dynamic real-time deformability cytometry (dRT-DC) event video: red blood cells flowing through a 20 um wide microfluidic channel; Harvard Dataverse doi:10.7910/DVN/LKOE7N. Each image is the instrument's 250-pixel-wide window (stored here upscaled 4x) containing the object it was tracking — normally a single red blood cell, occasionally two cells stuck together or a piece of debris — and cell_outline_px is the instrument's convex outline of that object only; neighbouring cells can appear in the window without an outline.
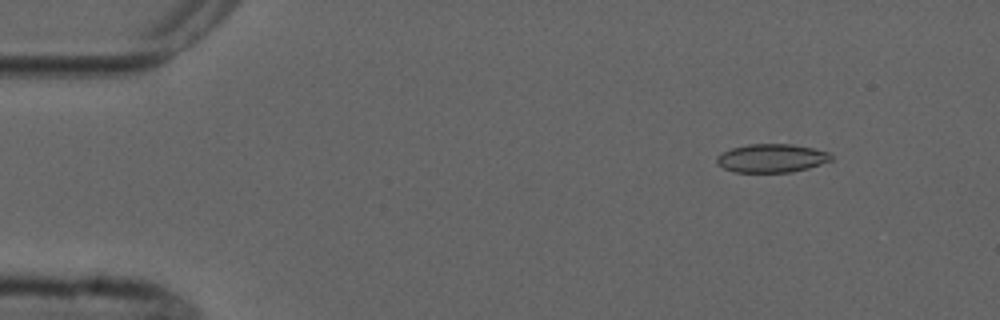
{"species": "common noctule bat (a hibernating species)", "species_latin": "Nyctalus noctula", "temperature_condition": "cold", "stored_images_in_passage": 4, "camera_frame_rate_fps": 3000, "um_per_image_px": 0.085, "animal": {"sex": "male", "forearm_length_mm": 52.5}, "frame": {"image": 1, "passage_image": 1, "time_ms": 0.0, "image_size_px": [1000, 320], "cell_outline_px": [[832, 160], [808, 168], [792, 172], [732, 172], [716, 164], [716, 156], [732, 148], [748, 144], [792, 144], [812, 148], [828, 152], [832, 156]], "centroid_in_image_um": [65.56, 13.45], "position_along_channel_um": 19.4, "area_um2": 18.96}}
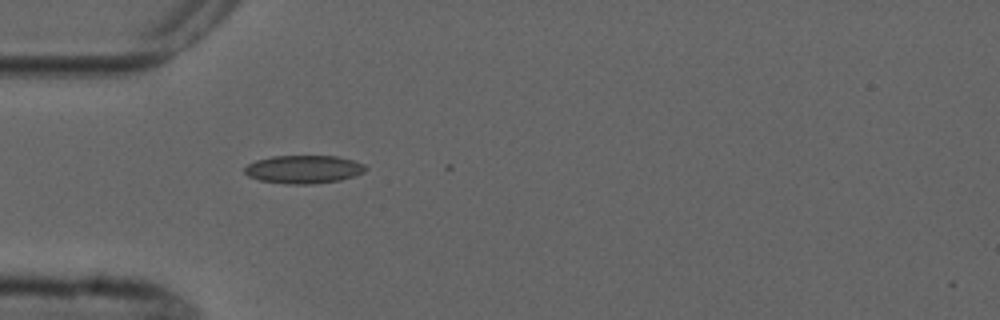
{"frame": {"image": 2, "passage_image": 4, "time_ms": 3.333, "image_size_px": [1000, 320], "cell_outline_px": [[368, 168], [364, 172], [340, 180], [312, 184], [288, 184], [260, 180], [248, 176], [244, 172], [244, 168], [248, 164], [256, 160], [272, 156], [336, 156], [352, 160], [364, 164]], "centroid_in_image_um": [25.8, 14.39], "position_along_channel_um": 59.2, "area_um2": 19.77}}